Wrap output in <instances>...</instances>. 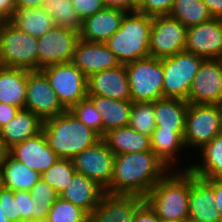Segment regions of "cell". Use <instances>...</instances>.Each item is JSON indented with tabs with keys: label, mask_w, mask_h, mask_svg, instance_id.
<instances>
[{
	"label": "cell",
	"mask_w": 222,
	"mask_h": 222,
	"mask_svg": "<svg viewBox=\"0 0 222 222\" xmlns=\"http://www.w3.org/2000/svg\"><path fill=\"white\" fill-rule=\"evenodd\" d=\"M106 7L123 10L125 12H137V0H104Z\"/></svg>",
	"instance_id": "cell-44"
},
{
	"label": "cell",
	"mask_w": 222,
	"mask_h": 222,
	"mask_svg": "<svg viewBox=\"0 0 222 222\" xmlns=\"http://www.w3.org/2000/svg\"><path fill=\"white\" fill-rule=\"evenodd\" d=\"M9 23L33 37H41L56 25L43 8L15 9Z\"/></svg>",
	"instance_id": "cell-30"
},
{
	"label": "cell",
	"mask_w": 222,
	"mask_h": 222,
	"mask_svg": "<svg viewBox=\"0 0 222 222\" xmlns=\"http://www.w3.org/2000/svg\"><path fill=\"white\" fill-rule=\"evenodd\" d=\"M128 125L137 132L151 137L156 128L154 102L133 103Z\"/></svg>",
	"instance_id": "cell-36"
},
{
	"label": "cell",
	"mask_w": 222,
	"mask_h": 222,
	"mask_svg": "<svg viewBox=\"0 0 222 222\" xmlns=\"http://www.w3.org/2000/svg\"><path fill=\"white\" fill-rule=\"evenodd\" d=\"M43 121L27 109H20L16 116L0 129L6 145L24 142L42 131Z\"/></svg>",
	"instance_id": "cell-23"
},
{
	"label": "cell",
	"mask_w": 222,
	"mask_h": 222,
	"mask_svg": "<svg viewBox=\"0 0 222 222\" xmlns=\"http://www.w3.org/2000/svg\"><path fill=\"white\" fill-rule=\"evenodd\" d=\"M151 150L172 170H177L179 152L187 150L184 144V131L155 128L150 137ZM178 154V155H177ZM176 163V164H175ZM175 166V167H174Z\"/></svg>",
	"instance_id": "cell-27"
},
{
	"label": "cell",
	"mask_w": 222,
	"mask_h": 222,
	"mask_svg": "<svg viewBox=\"0 0 222 222\" xmlns=\"http://www.w3.org/2000/svg\"><path fill=\"white\" fill-rule=\"evenodd\" d=\"M151 24L152 17L146 14L128 12L124 15L119 30L105 42L120 64L150 56Z\"/></svg>",
	"instance_id": "cell-4"
},
{
	"label": "cell",
	"mask_w": 222,
	"mask_h": 222,
	"mask_svg": "<svg viewBox=\"0 0 222 222\" xmlns=\"http://www.w3.org/2000/svg\"><path fill=\"white\" fill-rule=\"evenodd\" d=\"M79 31L55 26L38 38V70L72 61Z\"/></svg>",
	"instance_id": "cell-13"
},
{
	"label": "cell",
	"mask_w": 222,
	"mask_h": 222,
	"mask_svg": "<svg viewBox=\"0 0 222 222\" xmlns=\"http://www.w3.org/2000/svg\"><path fill=\"white\" fill-rule=\"evenodd\" d=\"M75 173L72 159L60 158L49 170L41 174V179L60 195L68 187Z\"/></svg>",
	"instance_id": "cell-34"
},
{
	"label": "cell",
	"mask_w": 222,
	"mask_h": 222,
	"mask_svg": "<svg viewBox=\"0 0 222 222\" xmlns=\"http://www.w3.org/2000/svg\"><path fill=\"white\" fill-rule=\"evenodd\" d=\"M15 9L16 0H0V10L8 19H10Z\"/></svg>",
	"instance_id": "cell-48"
},
{
	"label": "cell",
	"mask_w": 222,
	"mask_h": 222,
	"mask_svg": "<svg viewBox=\"0 0 222 222\" xmlns=\"http://www.w3.org/2000/svg\"><path fill=\"white\" fill-rule=\"evenodd\" d=\"M88 213L58 197L51 209L47 219L49 222H87Z\"/></svg>",
	"instance_id": "cell-37"
},
{
	"label": "cell",
	"mask_w": 222,
	"mask_h": 222,
	"mask_svg": "<svg viewBox=\"0 0 222 222\" xmlns=\"http://www.w3.org/2000/svg\"><path fill=\"white\" fill-rule=\"evenodd\" d=\"M155 210L144 200L135 211L134 222H159Z\"/></svg>",
	"instance_id": "cell-43"
},
{
	"label": "cell",
	"mask_w": 222,
	"mask_h": 222,
	"mask_svg": "<svg viewBox=\"0 0 222 222\" xmlns=\"http://www.w3.org/2000/svg\"><path fill=\"white\" fill-rule=\"evenodd\" d=\"M0 205L9 222H18V207L14 191L5 187L0 189Z\"/></svg>",
	"instance_id": "cell-41"
},
{
	"label": "cell",
	"mask_w": 222,
	"mask_h": 222,
	"mask_svg": "<svg viewBox=\"0 0 222 222\" xmlns=\"http://www.w3.org/2000/svg\"><path fill=\"white\" fill-rule=\"evenodd\" d=\"M104 192L105 189L94 180L75 173L72 181L59 197L90 214L100 203Z\"/></svg>",
	"instance_id": "cell-22"
},
{
	"label": "cell",
	"mask_w": 222,
	"mask_h": 222,
	"mask_svg": "<svg viewBox=\"0 0 222 222\" xmlns=\"http://www.w3.org/2000/svg\"><path fill=\"white\" fill-rule=\"evenodd\" d=\"M185 51L204 59H222V18L187 28Z\"/></svg>",
	"instance_id": "cell-15"
},
{
	"label": "cell",
	"mask_w": 222,
	"mask_h": 222,
	"mask_svg": "<svg viewBox=\"0 0 222 222\" xmlns=\"http://www.w3.org/2000/svg\"><path fill=\"white\" fill-rule=\"evenodd\" d=\"M42 132L48 146L62 159H72L102 139L69 110L43 121Z\"/></svg>",
	"instance_id": "cell-2"
},
{
	"label": "cell",
	"mask_w": 222,
	"mask_h": 222,
	"mask_svg": "<svg viewBox=\"0 0 222 222\" xmlns=\"http://www.w3.org/2000/svg\"><path fill=\"white\" fill-rule=\"evenodd\" d=\"M87 95L131 101L125 64L90 75L87 78Z\"/></svg>",
	"instance_id": "cell-18"
},
{
	"label": "cell",
	"mask_w": 222,
	"mask_h": 222,
	"mask_svg": "<svg viewBox=\"0 0 222 222\" xmlns=\"http://www.w3.org/2000/svg\"><path fill=\"white\" fill-rule=\"evenodd\" d=\"M2 185L13 191H30L41 179V174L28 168L10 155L1 164Z\"/></svg>",
	"instance_id": "cell-31"
},
{
	"label": "cell",
	"mask_w": 222,
	"mask_h": 222,
	"mask_svg": "<svg viewBox=\"0 0 222 222\" xmlns=\"http://www.w3.org/2000/svg\"><path fill=\"white\" fill-rule=\"evenodd\" d=\"M126 13L123 10L105 7L82 20L79 38L87 42L105 43L119 30Z\"/></svg>",
	"instance_id": "cell-21"
},
{
	"label": "cell",
	"mask_w": 222,
	"mask_h": 222,
	"mask_svg": "<svg viewBox=\"0 0 222 222\" xmlns=\"http://www.w3.org/2000/svg\"><path fill=\"white\" fill-rule=\"evenodd\" d=\"M220 133H222V105L189 104L184 131V144L187 150L202 149Z\"/></svg>",
	"instance_id": "cell-7"
},
{
	"label": "cell",
	"mask_w": 222,
	"mask_h": 222,
	"mask_svg": "<svg viewBox=\"0 0 222 222\" xmlns=\"http://www.w3.org/2000/svg\"><path fill=\"white\" fill-rule=\"evenodd\" d=\"M25 109L42 121L63 114L67 110L41 70H27Z\"/></svg>",
	"instance_id": "cell-11"
},
{
	"label": "cell",
	"mask_w": 222,
	"mask_h": 222,
	"mask_svg": "<svg viewBox=\"0 0 222 222\" xmlns=\"http://www.w3.org/2000/svg\"><path fill=\"white\" fill-rule=\"evenodd\" d=\"M144 200L138 195L105 191L87 222H134L135 211Z\"/></svg>",
	"instance_id": "cell-16"
},
{
	"label": "cell",
	"mask_w": 222,
	"mask_h": 222,
	"mask_svg": "<svg viewBox=\"0 0 222 222\" xmlns=\"http://www.w3.org/2000/svg\"><path fill=\"white\" fill-rule=\"evenodd\" d=\"M96 111L101 114L103 137L111 129L127 126L130 119L132 101L114 100L108 97L87 95Z\"/></svg>",
	"instance_id": "cell-25"
},
{
	"label": "cell",
	"mask_w": 222,
	"mask_h": 222,
	"mask_svg": "<svg viewBox=\"0 0 222 222\" xmlns=\"http://www.w3.org/2000/svg\"><path fill=\"white\" fill-rule=\"evenodd\" d=\"M203 60L188 51L163 58V98L187 101L193 79Z\"/></svg>",
	"instance_id": "cell-8"
},
{
	"label": "cell",
	"mask_w": 222,
	"mask_h": 222,
	"mask_svg": "<svg viewBox=\"0 0 222 222\" xmlns=\"http://www.w3.org/2000/svg\"><path fill=\"white\" fill-rule=\"evenodd\" d=\"M102 139L115 156L151 150L150 136L137 132L129 125L109 130Z\"/></svg>",
	"instance_id": "cell-24"
},
{
	"label": "cell",
	"mask_w": 222,
	"mask_h": 222,
	"mask_svg": "<svg viewBox=\"0 0 222 222\" xmlns=\"http://www.w3.org/2000/svg\"><path fill=\"white\" fill-rule=\"evenodd\" d=\"M44 0H16V9L42 8Z\"/></svg>",
	"instance_id": "cell-49"
},
{
	"label": "cell",
	"mask_w": 222,
	"mask_h": 222,
	"mask_svg": "<svg viewBox=\"0 0 222 222\" xmlns=\"http://www.w3.org/2000/svg\"><path fill=\"white\" fill-rule=\"evenodd\" d=\"M10 148L6 145L0 134V166L8 158Z\"/></svg>",
	"instance_id": "cell-50"
},
{
	"label": "cell",
	"mask_w": 222,
	"mask_h": 222,
	"mask_svg": "<svg viewBox=\"0 0 222 222\" xmlns=\"http://www.w3.org/2000/svg\"><path fill=\"white\" fill-rule=\"evenodd\" d=\"M200 162L186 166L183 170H190L195 176L202 179H222V133L199 150Z\"/></svg>",
	"instance_id": "cell-28"
},
{
	"label": "cell",
	"mask_w": 222,
	"mask_h": 222,
	"mask_svg": "<svg viewBox=\"0 0 222 222\" xmlns=\"http://www.w3.org/2000/svg\"><path fill=\"white\" fill-rule=\"evenodd\" d=\"M133 103L163 98L162 59L148 56L125 64Z\"/></svg>",
	"instance_id": "cell-6"
},
{
	"label": "cell",
	"mask_w": 222,
	"mask_h": 222,
	"mask_svg": "<svg viewBox=\"0 0 222 222\" xmlns=\"http://www.w3.org/2000/svg\"><path fill=\"white\" fill-rule=\"evenodd\" d=\"M175 0H138L137 12L150 17L169 15Z\"/></svg>",
	"instance_id": "cell-39"
},
{
	"label": "cell",
	"mask_w": 222,
	"mask_h": 222,
	"mask_svg": "<svg viewBox=\"0 0 222 222\" xmlns=\"http://www.w3.org/2000/svg\"><path fill=\"white\" fill-rule=\"evenodd\" d=\"M41 71L67 110L87 97V77L72 62L49 65Z\"/></svg>",
	"instance_id": "cell-9"
},
{
	"label": "cell",
	"mask_w": 222,
	"mask_h": 222,
	"mask_svg": "<svg viewBox=\"0 0 222 222\" xmlns=\"http://www.w3.org/2000/svg\"><path fill=\"white\" fill-rule=\"evenodd\" d=\"M19 110L20 108L18 107L0 103V129L13 119Z\"/></svg>",
	"instance_id": "cell-45"
},
{
	"label": "cell",
	"mask_w": 222,
	"mask_h": 222,
	"mask_svg": "<svg viewBox=\"0 0 222 222\" xmlns=\"http://www.w3.org/2000/svg\"><path fill=\"white\" fill-rule=\"evenodd\" d=\"M213 187L190 171L188 222H220Z\"/></svg>",
	"instance_id": "cell-20"
},
{
	"label": "cell",
	"mask_w": 222,
	"mask_h": 222,
	"mask_svg": "<svg viewBox=\"0 0 222 222\" xmlns=\"http://www.w3.org/2000/svg\"><path fill=\"white\" fill-rule=\"evenodd\" d=\"M189 104L222 105V59H204L193 79Z\"/></svg>",
	"instance_id": "cell-14"
},
{
	"label": "cell",
	"mask_w": 222,
	"mask_h": 222,
	"mask_svg": "<svg viewBox=\"0 0 222 222\" xmlns=\"http://www.w3.org/2000/svg\"><path fill=\"white\" fill-rule=\"evenodd\" d=\"M69 111L88 128L92 129L103 138L101 114L96 111L92 101L88 97L82 99L77 104H74Z\"/></svg>",
	"instance_id": "cell-38"
},
{
	"label": "cell",
	"mask_w": 222,
	"mask_h": 222,
	"mask_svg": "<svg viewBox=\"0 0 222 222\" xmlns=\"http://www.w3.org/2000/svg\"><path fill=\"white\" fill-rule=\"evenodd\" d=\"M3 187L2 185V171H1V166H0V189Z\"/></svg>",
	"instance_id": "cell-54"
},
{
	"label": "cell",
	"mask_w": 222,
	"mask_h": 222,
	"mask_svg": "<svg viewBox=\"0 0 222 222\" xmlns=\"http://www.w3.org/2000/svg\"><path fill=\"white\" fill-rule=\"evenodd\" d=\"M188 101L161 98L154 101L156 128L185 131Z\"/></svg>",
	"instance_id": "cell-29"
},
{
	"label": "cell",
	"mask_w": 222,
	"mask_h": 222,
	"mask_svg": "<svg viewBox=\"0 0 222 222\" xmlns=\"http://www.w3.org/2000/svg\"><path fill=\"white\" fill-rule=\"evenodd\" d=\"M214 190L215 195V206L217 207V210L220 213V216L222 218V179H205Z\"/></svg>",
	"instance_id": "cell-46"
},
{
	"label": "cell",
	"mask_w": 222,
	"mask_h": 222,
	"mask_svg": "<svg viewBox=\"0 0 222 222\" xmlns=\"http://www.w3.org/2000/svg\"><path fill=\"white\" fill-rule=\"evenodd\" d=\"M169 15L180 21L186 28L213 18L202 0H175Z\"/></svg>",
	"instance_id": "cell-32"
},
{
	"label": "cell",
	"mask_w": 222,
	"mask_h": 222,
	"mask_svg": "<svg viewBox=\"0 0 222 222\" xmlns=\"http://www.w3.org/2000/svg\"><path fill=\"white\" fill-rule=\"evenodd\" d=\"M42 8L53 18L57 27L74 31L81 29L82 20L72 6L71 0H44Z\"/></svg>",
	"instance_id": "cell-33"
},
{
	"label": "cell",
	"mask_w": 222,
	"mask_h": 222,
	"mask_svg": "<svg viewBox=\"0 0 222 222\" xmlns=\"http://www.w3.org/2000/svg\"><path fill=\"white\" fill-rule=\"evenodd\" d=\"M9 155L40 174L49 170L60 159L48 146L42 131L24 142L13 145Z\"/></svg>",
	"instance_id": "cell-17"
},
{
	"label": "cell",
	"mask_w": 222,
	"mask_h": 222,
	"mask_svg": "<svg viewBox=\"0 0 222 222\" xmlns=\"http://www.w3.org/2000/svg\"><path fill=\"white\" fill-rule=\"evenodd\" d=\"M0 222H9L4 211L2 210V206L0 205Z\"/></svg>",
	"instance_id": "cell-52"
},
{
	"label": "cell",
	"mask_w": 222,
	"mask_h": 222,
	"mask_svg": "<svg viewBox=\"0 0 222 222\" xmlns=\"http://www.w3.org/2000/svg\"><path fill=\"white\" fill-rule=\"evenodd\" d=\"M29 222H49V221L47 218H45V219H38V220L29 221Z\"/></svg>",
	"instance_id": "cell-53"
},
{
	"label": "cell",
	"mask_w": 222,
	"mask_h": 222,
	"mask_svg": "<svg viewBox=\"0 0 222 222\" xmlns=\"http://www.w3.org/2000/svg\"><path fill=\"white\" fill-rule=\"evenodd\" d=\"M9 22V19L0 10V28Z\"/></svg>",
	"instance_id": "cell-51"
},
{
	"label": "cell",
	"mask_w": 222,
	"mask_h": 222,
	"mask_svg": "<svg viewBox=\"0 0 222 222\" xmlns=\"http://www.w3.org/2000/svg\"><path fill=\"white\" fill-rule=\"evenodd\" d=\"M71 3L81 20L106 7L104 0H71Z\"/></svg>",
	"instance_id": "cell-42"
},
{
	"label": "cell",
	"mask_w": 222,
	"mask_h": 222,
	"mask_svg": "<svg viewBox=\"0 0 222 222\" xmlns=\"http://www.w3.org/2000/svg\"><path fill=\"white\" fill-rule=\"evenodd\" d=\"M27 70L0 66V103L25 109Z\"/></svg>",
	"instance_id": "cell-26"
},
{
	"label": "cell",
	"mask_w": 222,
	"mask_h": 222,
	"mask_svg": "<svg viewBox=\"0 0 222 222\" xmlns=\"http://www.w3.org/2000/svg\"><path fill=\"white\" fill-rule=\"evenodd\" d=\"M169 171L152 150L116 155L111 184L105 191L145 198Z\"/></svg>",
	"instance_id": "cell-1"
},
{
	"label": "cell",
	"mask_w": 222,
	"mask_h": 222,
	"mask_svg": "<svg viewBox=\"0 0 222 222\" xmlns=\"http://www.w3.org/2000/svg\"><path fill=\"white\" fill-rule=\"evenodd\" d=\"M115 154L101 139L94 146L86 148L72 162L76 173L82 174L97 182L105 190L111 184Z\"/></svg>",
	"instance_id": "cell-12"
},
{
	"label": "cell",
	"mask_w": 222,
	"mask_h": 222,
	"mask_svg": "<svg viewBox=\"0 0 222 222\" xmlns=\"http://www.w3.org/2000/svg\"><path fill=\"white\" fill-rule=\"evenodd\" d=\"M29 193L31 198L40 204H54L59 197V194L42 179L31 188Z\"/></svg>",
	"instance_id": "cell-40"
},
{
	"label": "cell",
	"mask_w": 222,
	"mask_h": 222,
	"mask_svg": "<svg viewBox=\"0 0 222 222\" xmlns=\"http://www.w3.org/2000/svg\"><path fill=\"white\" fill-rule=\"evenodd\" d=\"M187 28L170 15L152 17L149 55L156 59L185 51Z\"/></svg>",
	"instance_id": "cell-10"
},
{
	"label": "cell",
	"mask_w": 222,
	"mask_h": 222,
	"mask_svg": "<svg viewBox=\"0 0 222 222\" xmlns=\"http://www.w3.org/2000/svg\"><path fill=\"white\" fill-rule=\"evenodd\" d=\"M170 170L148 193L145 200L165 221L189 220L190 170Z\"/></svg>",
	"instance_id": "cell-3"
},
{
	"label": "cell",
	"mask_w": 222,
	"mask_h": 222,
	"mask_svg": "<svg viewBox=\"0 0 222 222\" xmlns=\"http://www.w3.org/2000/svg\"><path fill=\"white\" fill-rule=\"evenodd\" d=\"M18 207V222H29L45 219L53 204H40L33 198L29 191H14Z\"/></svg>",
	"instance_id": "cell-35"
},
{
	"label": "cell",
	"mask_w": 222,
	"mask_h": 222,
	"mask_svg": "<svg viewBox=\"0 0 222 222\" xmlns=\"http://www.w3.org/2000/svg\"><path fill=\"white\" fill-rule=\"evenodd\" d=\"M159 222H182V221H165V220L160 219Z\"/></svg>",
	"instance_id": "cell-55"
},
{
	"label": "cell",
	"mask_w": 222,
	"mask_h": 222,
	"mask_svg": "<svg viewBox=\"0 0 222 222\" xmlns=\"http://www.w3.org/2000/svg\"><path fill=\"white\" fill-rule=\"evenodd\" d=\"M213 18H222V0H202Z\"/></svg>",
	"instance_id": "cell-47"
},
{
	"label": "cell",
	"mask_w": 222,
	"mask_h": 222,
	"mask_svg": "<svg viewBox=\"0 0 222 222\" xmlns=\"http://www.w3.org/2000/svg\"><path fill=\"white\" fill-rule=\"evenodd\" d=\"M88 78L90 75L120 65L113 52L101 42L79 39L71 61Z\"/></svg>",
	"instance_id": "cell-19"
},
{
	"label": "cell",
	"mask_w": 222,
	"mask_h": 222,
	"mask_svg": "<svg viewBox=\"0 0 222 222\" xmlns=\"http://www.w3.org/2000/svg\"><path fill=\"white\" fill-rule=\"evenodd\" d=\"M0 66L38 70V38L9 22L0 28Z\"/></svg>",
	"instance_id": "cell-5"
}]
</instances>
